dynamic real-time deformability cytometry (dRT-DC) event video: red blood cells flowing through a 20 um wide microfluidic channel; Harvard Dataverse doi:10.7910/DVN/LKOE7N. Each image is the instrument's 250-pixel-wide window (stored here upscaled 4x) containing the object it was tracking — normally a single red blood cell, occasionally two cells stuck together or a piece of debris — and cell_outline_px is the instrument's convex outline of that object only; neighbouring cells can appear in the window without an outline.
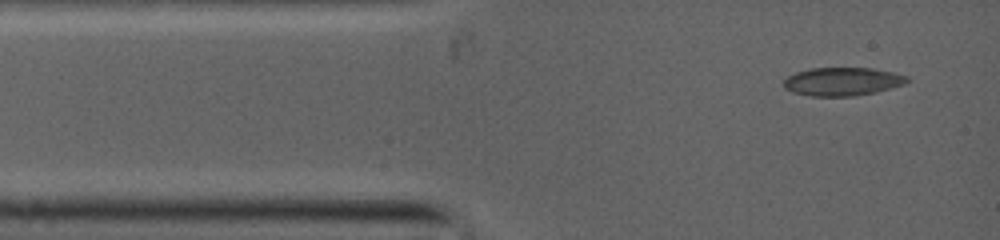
{"species": "common noctule bat (a hibernating species)", "species_latin": "Nyctalus noctula", "temperature_condition": "warm", "stored_images_in_passage": 51, "camera_frame_rate_fps": 5000, "um_per_image_px": 0.085, "animal": {"sex": "female", "body_mass_g": 19.0, "forearm_length_mm": 53.3}, "frame": {"image": 1, "passage_image": 1, "time_ms": 0.0, "image_size_px": [1000, 240], "cell_outline_px": [[908, 80], [904, 84], [892, 88], [876, 92], [852, 96], [808, 96], [792, 92], [784, 88], [784, 80], [788, 76], [796, 72], [812, 68], [872, 68], [892, 72], [908, 76]], "centroid_in_image_um": [71.59, 6.93], "position_along_channel_um": 13.4, "area_um2": 20.35}}
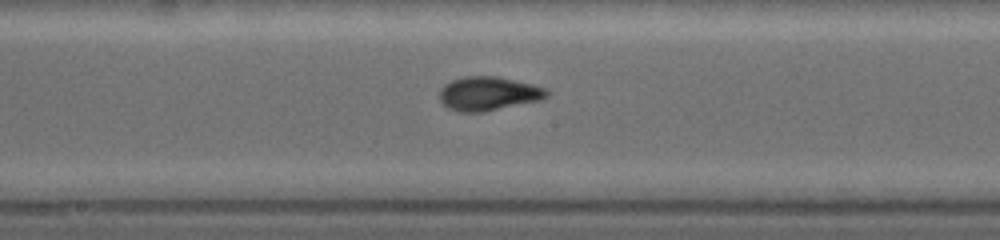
{"frame": {"image": 2, "passage_image": 22, "time_ms": 5.2, "image_size_px": [1000, 240], "cell_outline_px": [[548, 92], [544, 96], [536, 100], [476, 112], [464, 112], [448, 108], [440, 100], [440, 88], [444, 84], [452, 80], [468, 76], [492, 76], [512, 80], [544, 88]], "centroid_in_image_um": [41.39, 7.94], "position_along_channel_um": 206.8, "area_um2": 20.06}}
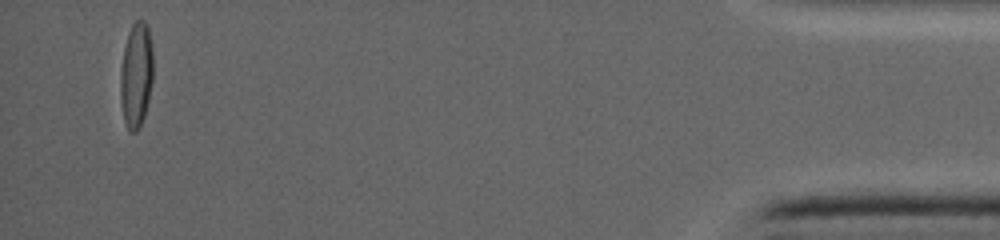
{"frame": {"image": 3, "passage_image": 51, "time_ms": 12.4, "image_size_px": [1000, 240], "cell_outline_px": [[152, 80], [148, 100], [144, 116], [136, 132], [132, 132], [128, 128], [124, 120], [120, 96], [120, 72], [124, 48], [128, 32], [132, 24], [136, 20], [144, 20], [148, 28], [152, 52]], "centroid_in_image_um": [11.56, 6.35], "position_along_channel_um": 423.6, "area_um2": 19.83}}